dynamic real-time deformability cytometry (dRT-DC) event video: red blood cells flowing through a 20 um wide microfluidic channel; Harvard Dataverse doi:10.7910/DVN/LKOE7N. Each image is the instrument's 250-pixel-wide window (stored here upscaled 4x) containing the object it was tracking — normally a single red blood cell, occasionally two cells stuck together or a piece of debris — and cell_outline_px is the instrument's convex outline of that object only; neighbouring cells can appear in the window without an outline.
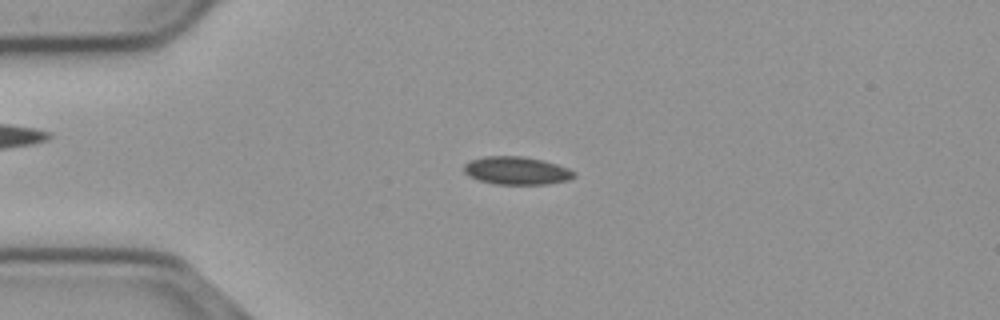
{"species": "common noctule bat (a hibernating species)", "species_latin": "Nyctalus noctula", "temperature_condition": "cold", "stored_images_in_passage": 56, "segment_of_instrument_passage": [1, 2], "camera_frame_rate_fps": 3000, "um_per_image_px": 0.085, "animal": {"sex": "male", "body_mass_g": 23.1, "forearm_length_mm": 52.7}, "frame": {"image": 1, "passage_image": 13, "time_ms": 4.0, "image_size_px": [1000, 320], "cell_outline_px": [[576, 176], [568, 180], [544, 184], [496, 184], [480, 180], [468, 176], [464, 172], [464, 164], [472, 160], [484, 156], [520, 156], [544, 160], [568, 168], [576, 172]], "centroid_in_image_um": [43.92, 14.5], "position_along_channel_um": 41.1, "area_um2": 17.86}}
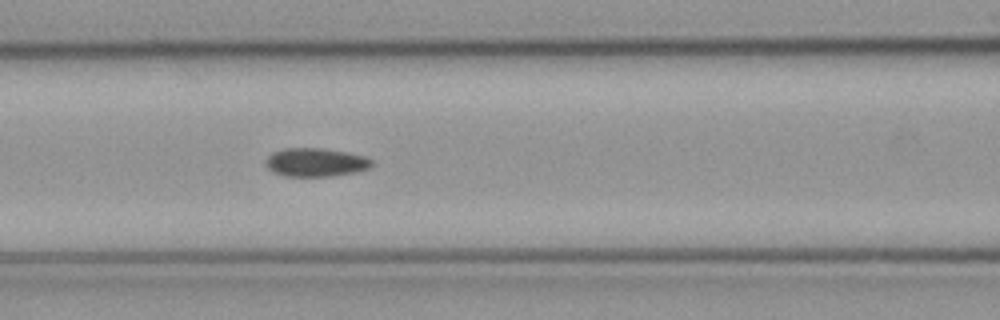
{"frame": {"image": 2, "passage_image": 23, "time_ms": 7.333, "image_size_px": [1000, 320], "cell_outline_px": [[372, 164], [368, 168], [356, 172], [332, 176], [284, 176], [272, 172], [264, 164], [264, 160], [272, 152], [284, 148], [320, 148], [348, 152], [364, 156], [372, 160]], "centroid_in_image_um": [26.78, 13.79], "position_along_channel_um": 139.8, "area_um2": 17.74}}
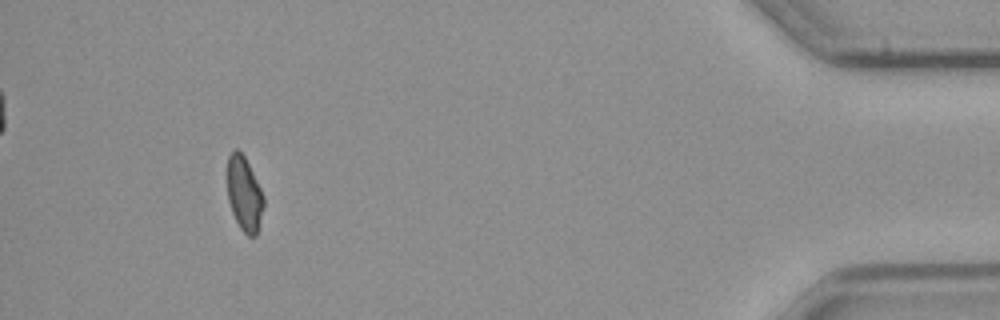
{"frame": {"image": 3, "passage_image": 51, "time_ms": 16.667, "image_size_px": [1000, 320], "cell_outline_px": [[264, 204], [256, 236], [248, 236], [240, 228], [232, 212], [228, 200], [228, 156], [236, 148], [244, 156], [264, 196]], "centroid_in_image_um": [20.76, 16.5], "position_along_channel_um": 414.4, "area_um2": 15.43}}